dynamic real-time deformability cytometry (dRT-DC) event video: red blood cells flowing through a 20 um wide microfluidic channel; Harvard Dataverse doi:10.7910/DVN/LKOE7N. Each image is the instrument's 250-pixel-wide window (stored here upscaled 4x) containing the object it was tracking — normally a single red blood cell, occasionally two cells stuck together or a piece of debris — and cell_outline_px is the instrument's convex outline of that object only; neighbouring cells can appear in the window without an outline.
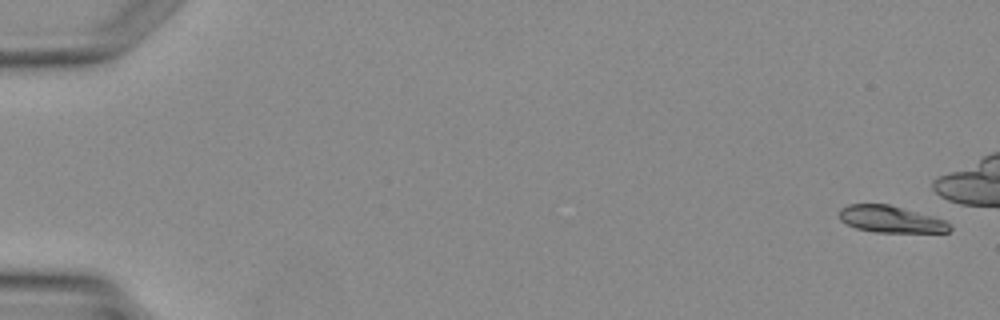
{"species": "Egyptian fruit bat (a non-hibernating species)", "species_latin": "Rousettus aegyptiacus", "temperature_condition": "warm", "stored_images_in_passage": 3, "segment_of_instrument_passage": [2, 2], "camera_frame_rate_fps": 3000, "um_per_image_px": 0.085, "animal": {"sex": "female"}, "frame": {"image": 1, "passage_image": 3, "time_ms": 2.333, "image_size_px": [1000, 320], "cell_outline_px": [[952, 228], [948, 232], [876, 232], [856, 228], [840, 220], [840, 208], [848, 204], [888, 204], [932, 216], [944, 220]], "centroid_in_image_um": [75.69, 18.63], "position_along_channel_um": 9.3, "area_um2": 16.99}}